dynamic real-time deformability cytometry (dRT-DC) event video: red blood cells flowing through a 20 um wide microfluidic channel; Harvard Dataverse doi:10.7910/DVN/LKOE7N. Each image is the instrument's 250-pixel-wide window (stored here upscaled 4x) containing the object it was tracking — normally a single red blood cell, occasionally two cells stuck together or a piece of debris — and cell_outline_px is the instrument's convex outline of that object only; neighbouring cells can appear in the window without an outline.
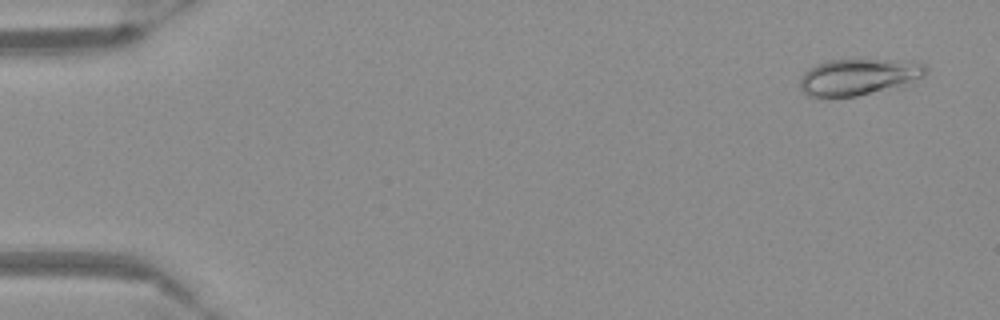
{"species": "Egyptian fruit bat (a non-hibernating species)", "species_latin": "Rousettus aegyptiacus", "temperature_condition": "warm", "stored_images_in_passage": 55, "camera_frame_rate_fps": 3000, "um_per_image_px": 0.085, "frame": {"image": 1, "passage_image": 3, "time_ms": 0.667, "image_size_px": [1000, 320], "cell_outline_px": [[928, 68], [924, 76], [904, 88], [856, 96], [820, 100], [808, 96], [800, 88], [800, 76], [812, 64], [828, 60], [908, 60], [924, 64]], "centroid_in_image_um": [72.98, 6.58], "position_along_channel_um": 12.0, "area_um2": 28.15}}
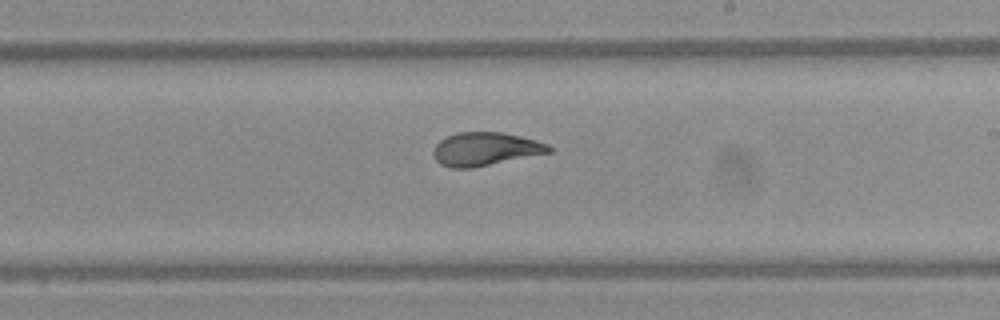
{"frame": {"image": 2, "passage_image": 33, "time_ms": 10.667, "image_size_px": [1000, 320], "cell_outline_px": [[552, 152], [472, 168], [452, 168], [440, 164], [436, 160], [432, 152], [436, 144], [440, 140], [448, 136], [460, 132], [504, 132], [536, 140], [548, 144], [552, 148]], "centroid_in_image_um": [41.26, 12.67], "position_along_channel_um": 247.7, "area_um2": 22.43}}
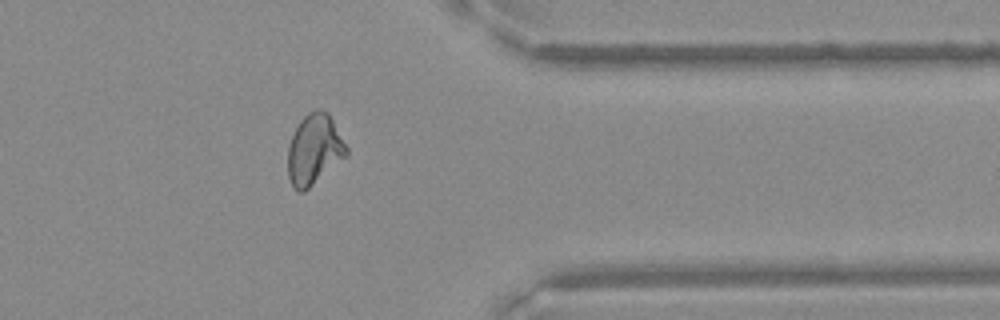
{"frame": {"image": 3, "passage_image": 45, "time_ms": 14.667, "image_size_px": [1000, 320], "cell_outline_px": [[348, 152], [344, 156], [304, 192], [300, 192], [292, 184], [288, 176], [288, 144], [300, 120], [308, 112], [316, 108], [320, 108], [328, 112], [348, 148]], "centroid_in_image_um": [26.69, 12.66], "position_along_channel_um": 384.7, "area_um2": 23.58}}